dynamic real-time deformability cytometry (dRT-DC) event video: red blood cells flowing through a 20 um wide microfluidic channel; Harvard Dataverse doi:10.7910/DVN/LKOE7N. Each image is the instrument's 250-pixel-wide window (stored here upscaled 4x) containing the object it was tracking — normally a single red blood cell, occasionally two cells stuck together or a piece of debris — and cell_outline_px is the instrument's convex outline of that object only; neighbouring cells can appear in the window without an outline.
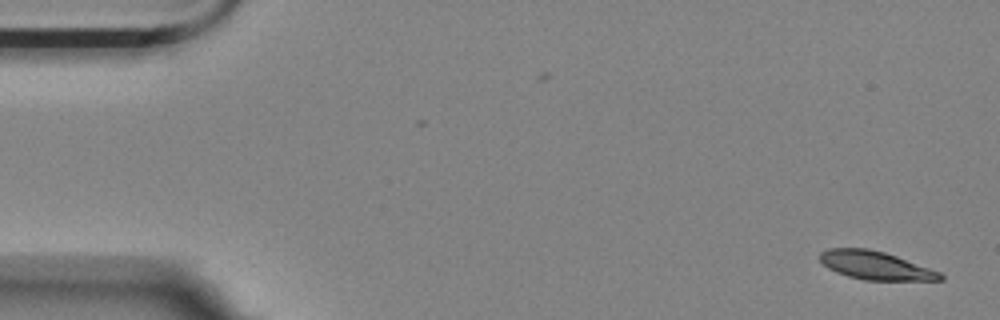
{"species": "Egyptian fruit bat (a non-hibernating species)", "species_latin": "Rousettus aegyptiacus", "temperature_condition": "room temperature", "stored_images_in_passage": 2, "camera_frame_rate_fps": 3000, "um_per_image_px": 0.085, "animal": {"sex": "female"}, "frame": {"image": 1, "passage_image": 2, "time_ms": 1.0, "image_size_px": [1000, 320], "cell_outline_px": [[944, 280], [864, 280], [848, 276], [836, 272], [828, 268], [820, 260], [820, 252], [828, 248], [868, 248], [884, 252], [896, 256], [940, 272], [944, 276]], "centroid_in_image_um": [74.4, 22.56], "position_along_channel_um": 10.6, "area_um2": 19.71}}